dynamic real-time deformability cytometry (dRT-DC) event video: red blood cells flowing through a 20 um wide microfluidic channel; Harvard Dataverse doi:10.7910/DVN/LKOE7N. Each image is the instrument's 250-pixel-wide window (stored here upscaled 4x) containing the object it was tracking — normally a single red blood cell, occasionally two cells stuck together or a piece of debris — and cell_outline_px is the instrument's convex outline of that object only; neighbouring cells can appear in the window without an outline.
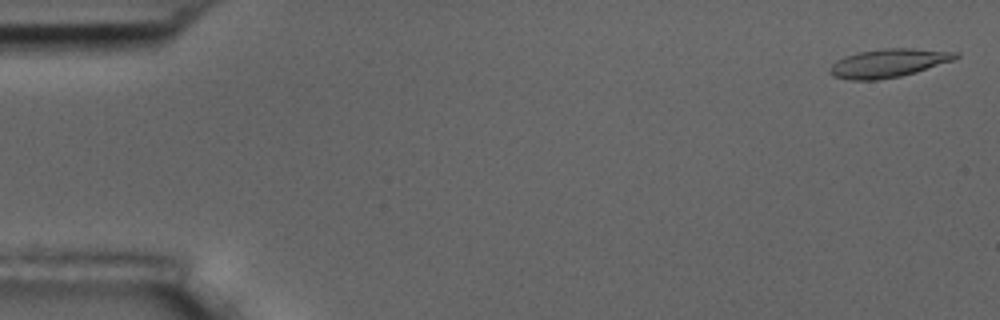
{"species": "common noctule bat (a hibernating species)", "species_latin": "Nyctalus noctula", "temperature_condition": "room temperature", "stored_images_in_passage": 6, "camera_frame_rate_fps": 3000, "um_per_image_px": 0.085, "animal": {"sex": "male", "body_mass_g": 17.5, "forearm_length_mm": 52.3}, "frame": {"image": 1, "passage_image": 1, "time_ms": 0.0, "image_size_px": [1000, 320], "cell_outline_px": [[960, 56], [952, 60], [916, 72], [900, 76], [876, 80], [848, 80], [832, 76], [828, 72], [828, 68], [836, 60], [844, 56], [856, 52], [884, 48], [912, 48], [960, 52]], "centroid_in_image_um": [75.46, 5.36], "position_along_channel_um": 9.5, "area_um2": 21.04}}